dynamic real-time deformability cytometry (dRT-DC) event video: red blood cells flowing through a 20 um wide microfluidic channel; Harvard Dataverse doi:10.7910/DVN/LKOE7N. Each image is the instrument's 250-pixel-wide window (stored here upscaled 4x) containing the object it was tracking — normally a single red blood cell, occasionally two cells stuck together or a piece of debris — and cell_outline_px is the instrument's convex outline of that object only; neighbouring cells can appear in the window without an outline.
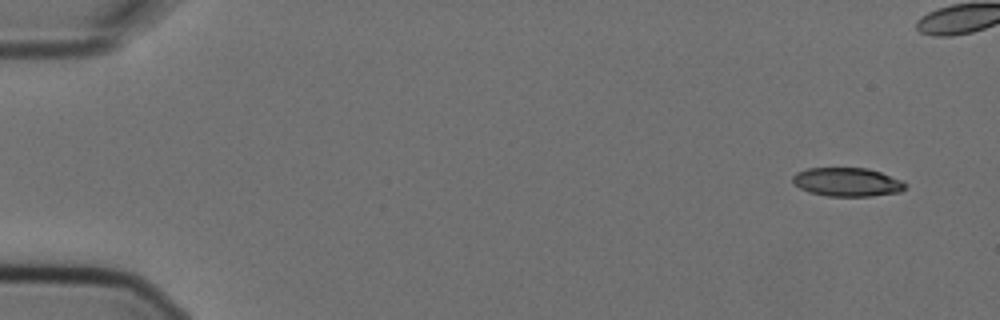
{"species": "Egyptian fruit bat (a non-hibernating species)", "species_latin": "Rousettus aegyptiacus", "temperature_condition": "cold", "stored_images_in_passage": 7, "segment_of_instrument_passage": [1, 2], "camera_frame_rate_fps": 3000, "um_per_image_px": 0.085, "animal": {"sex": "female"}, "frame": {"image": 1, "passage_image": 1, "time_ms": 0.0, "image_size_px": [1000, 320], "cell_outline_px": [[908, 184], [900, 192], [872, 196], [828, 196], [808, 192], [800, 188], [792, 180], [792, 176], [796, 172], [808, 168], [868, 168], [904, 180]], "centroid_in_image_um": [72.04, 15.47], "position_along_channel_um": 13.0, "area_um2": 18.96}}
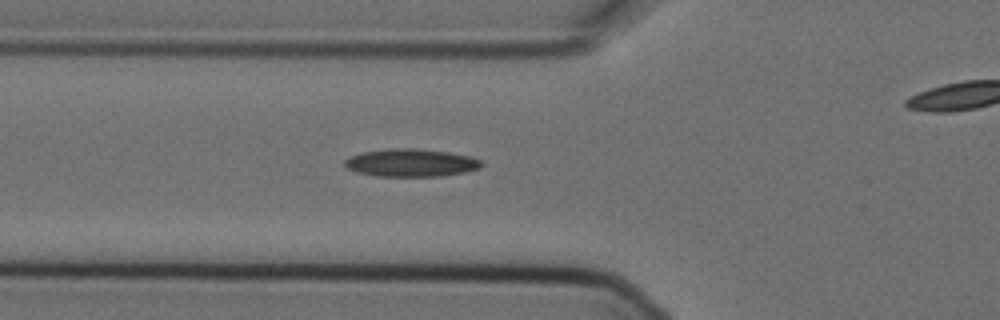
{"frame": {"image": 2, "passage_image": 6, "time_ms": 1.667, "image_size_px": [1000, 320], "cell_outline_px": [[484, 164], [480, 168], [464, 172], [440, 176], [376, 176], [356, 172], [348, 168], [344, 164], [344, 160], [360, 152], [388, 148], [416, 148], [448, 152], [472, 156], [480, 160]], "centroid_in_image_um": [34.94, 13.83], "position_along_channel_um": 90.9, "area_um2": 22.25}}